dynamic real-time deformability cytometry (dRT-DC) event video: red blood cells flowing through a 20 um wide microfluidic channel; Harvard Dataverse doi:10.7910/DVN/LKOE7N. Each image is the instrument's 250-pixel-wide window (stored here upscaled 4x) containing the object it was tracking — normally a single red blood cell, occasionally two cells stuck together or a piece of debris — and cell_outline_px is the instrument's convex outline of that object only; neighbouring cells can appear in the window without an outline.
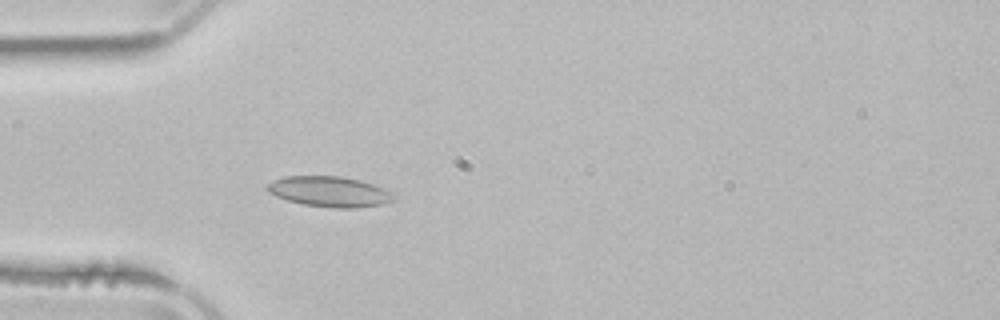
{"species": "common noctule bat (a hibernating species)", "species_latin": "Nyctalus noctula", "temperature_condition": "room temperature", "stored_images_in_passage": 53, "camera_frame_rate_fps": 3000, "um_per_image_px": 0.085, "animal": {"sex": "male", "body_mass_g": 21.5, "forearm_length_mm": 52.0}, "frame": {"image": 1, "passage_image": 16, "time_ms": 5.0, "image_size_px": [1000, 320], "cell_outline_px": [[392, 200], [380, 204], [356, 208], [332, 208], [300, 204], [276, 196], [268, 192], [264, 188], [272, 180], [284, 176], [340, 176], [360, 180], [384, 188], [392, 192]], "centroid_in_image_um": [27.94, 16.28], "position_along_channel_um": 57.1, "area_um2": 22.43}}
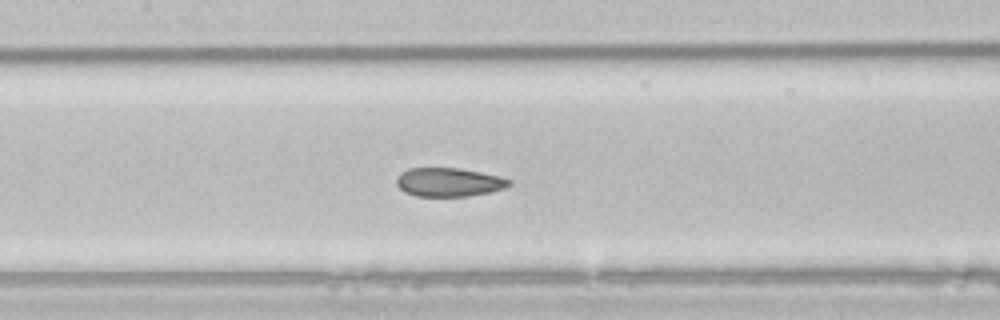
{"frame": {"image": 2, "passage_image": 25, "time_ms": 8.0, "image_size_px": [1000, 320], "cell_outline_px": [[512, 184], [504, 188], [492, 192], [468, 196], [416, 196], [404, 192], [396, 184], [396, 176], [400, 172], [408, 168], [456, 168], [480, 172], [512, 180]], "centroid_in_image_um": [38.12, 15.49], "position_along_channel_um": 169.3, "area_um2": 18.9}}
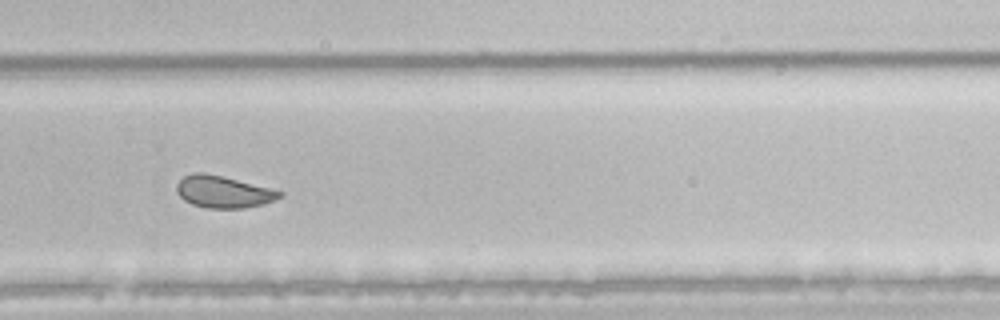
{"frame": {"image": 3, "passage_image": 36, "time_ms": 11.667, "image_size_px": [1000, 320], "cell_outline_px": [[284, 192], [276, 200], [264, 204], [244, 208], [208, 208], [192, 204], [184, 200], [176, 192], [176, 184], [184, 176], [192, 172], [204, 172]], "centroid_in_image_um": [18.94, 16.31], "position_along_channel_um": 310.9, "area_um2": 18.96}, "authors_computed_cell_mechanics": {"area_um2": 22.1952, "velocity_mm_per_s": 3.8822, "shape_relaxation_time_tau1_ms": 7.3684, "shape_relaxation_time_tau2_ms": 1.873, "deformation_change_tau1": 0.1184, "deformation_change_tau2": 0.0606}}